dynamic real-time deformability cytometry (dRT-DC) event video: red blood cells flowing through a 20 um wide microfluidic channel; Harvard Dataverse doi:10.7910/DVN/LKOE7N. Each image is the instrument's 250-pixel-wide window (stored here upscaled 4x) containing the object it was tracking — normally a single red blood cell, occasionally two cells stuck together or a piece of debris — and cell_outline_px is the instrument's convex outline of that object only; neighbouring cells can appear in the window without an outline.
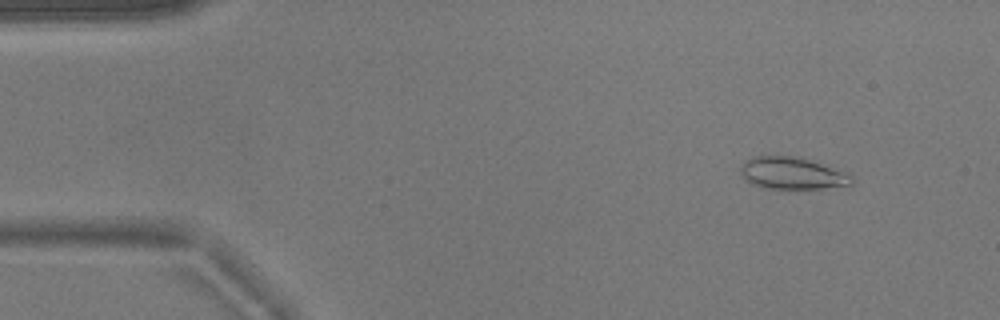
{"species": "common noctule bat (a hibernating species)", "species_latin": "Nyctalus noctula", "temperature_condition": "warm", "stored_images_in_passage": 51, "camera_frame_rate_fps": 3000, "um_per_image_px": 0.085, "animal": {"sex": "male", "body_mass_g": 17.9}, "frame": {"image": 1, "passage_image": 4, "time_ms": 1.0, "image_size_px": [1000, 320], "cell_outline_px": [[852, 184], [820, 188], [764, 188], [752, 184], [740, 172], [740, 168], [752, 156], [800, 156], [816, 160], [848, 172], [852, 176]], "centroid_in_image_um": [67.4, 14.7], "position_along_channel_um": 17.6, "area_um2": 20.81}}
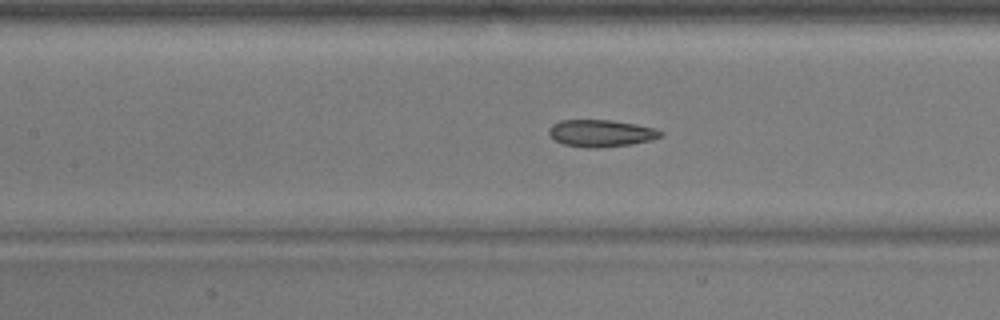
{"frame": {"image": 2, "passage_image": 22, "time_ms": 7.0, "image_size_px": [1000, 320], "cell_outline_px": [[664, 132], [660, 136], [652, 140], [632, 144], [596, 148], [588, 148], [564, 144], [556, 140], [548, 132], [548, 128], [552, 124], [560, 120], [612, 120], [636, 124], [656, 128]], "centroid_in_image_um": [51.1, 11.32], "position_along_channel_um": 156.3, "area_um2": 17.63}}
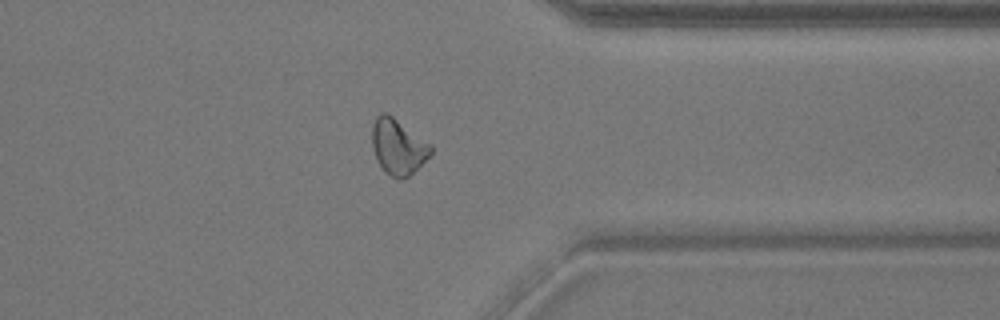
{"frame": {"image": 3, "passage_image": 40, "time_ms": 13.0, "image_size_px": [1000, 320], "cell_outline_px": [[432, 152], [408, 176], [400, 180], [384, 172], [376, 160], [372, 148], [372, 124], [376, 116], [380, 112], [384, 112], [392, 116], [432, 144]], "centroid_in_image_um": [33.8, 12.45], "position_along_channel_um": 377.6, "area_um2": 18.96}, "authors_computed_cell_mechanics": {"area_um2": 18.785, "velocity_mm_per_s": 3.8101, "shape_relaxation_time_tau1_ms": null, "shape_relaxation_time_tau2_ms": 3.144, "deformation_change_tau1": null, "deformation_change_tau2": 0.1035}}